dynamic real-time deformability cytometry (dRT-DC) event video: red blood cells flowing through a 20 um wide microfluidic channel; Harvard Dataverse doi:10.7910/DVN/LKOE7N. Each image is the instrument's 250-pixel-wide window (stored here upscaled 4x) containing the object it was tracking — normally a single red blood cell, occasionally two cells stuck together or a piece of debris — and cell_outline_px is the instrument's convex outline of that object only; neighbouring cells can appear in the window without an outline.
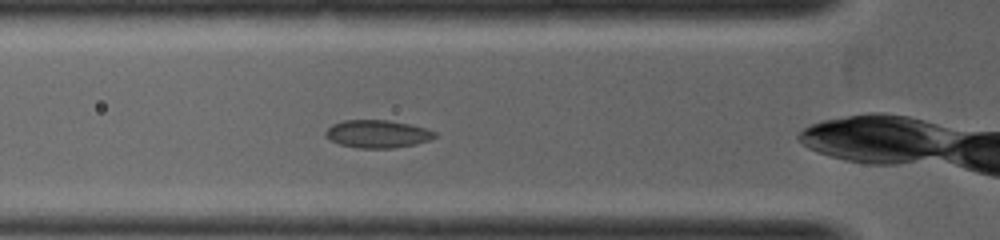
{"species": "common noctule bat (a hibernating species)", "species_latin": "Nyctalus noctula", "temperature_condition": "warm", "stored_images_in_passage": 6, "camera_frame_rate_fps": 5000, "um_per_image_px": 0.085, "animal": {"sex": "female", "body_mass_g": 19.0, "forearm_length_mm": 53.3}, "frame": {"image": 1, "passage_image": 4, "time_ms": 1.4, "image_size_px": [1000, 240], "cell_outline_px": [[436, 136], [428, 140], [416, 144], [396, 148], [356, 148], [340, 144], [324, 136], [324, 132], [332, 124], [344, 120], [388, 120], [408, 124], [424, 128], [436, 132]], "centroid_in_image_um": [32.06, 11.39], "position_along_channel_um": 93.7, "area_um2": 17.63}}